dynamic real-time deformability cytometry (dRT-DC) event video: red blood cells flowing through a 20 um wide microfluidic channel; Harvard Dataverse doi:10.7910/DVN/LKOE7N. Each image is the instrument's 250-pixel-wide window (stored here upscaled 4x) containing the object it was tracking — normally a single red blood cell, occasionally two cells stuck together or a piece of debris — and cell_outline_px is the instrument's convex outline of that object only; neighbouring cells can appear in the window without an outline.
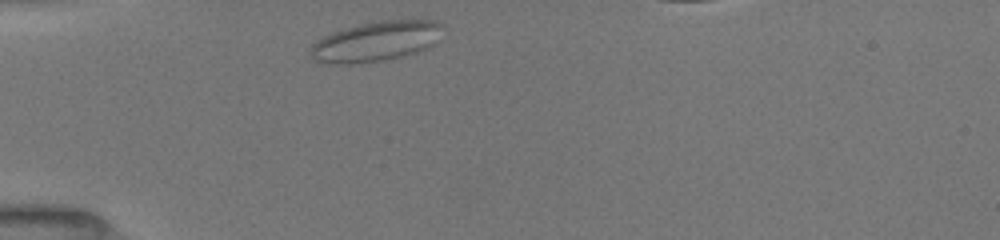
{"species": "common noctule bat (a hibernating species)", "species_latin": "Nyctalus noctula", "temperature_condition": "room temperature", "stored_images_in_passage": 35, "segment_of_instrument_passage": [1, 2], "camera_frame_rate_fps": 3000, "um_per_image_px": 0.085, "animal": {"sex": "female", "body_mass_g": 19.5, "forearm_length_mm": 54.1}, "frame": {"image": 1, "passage_image": 1, "time_ms": 0.0, "image_size_px": [1000, 240], "cell_outline_px": [[436, 24], [432, 44], [416, 52], [400, 56], [380, 60], [344, 64], [320, 60], [312, 52], [312, 44], [324, 36], [360, 24], [384, 20], [436, 20]], "centroid_in_image_um": [31.9, 3.5], "position_along_channel_um": 53.1, "area_um2": 28.67}}
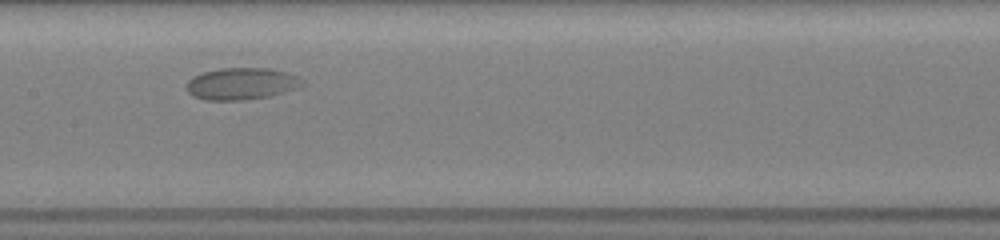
{"frame": {"image": 2, "passage_image": 13, "time_ms": 4.0, "image_size_px": [1000, 240], "cell_outline_px": [[304, 84], [268, 96], [244, 100], [204, 100], [192, 96], [188, 92], [188, 80], [204, 72], [220, 68], [268, 68], [288, 72], [304, 80]], "centroid_in_image_um": [20.5, 7.11], "position_along_channel_um": 186.9, "area_um2": 21.15}}
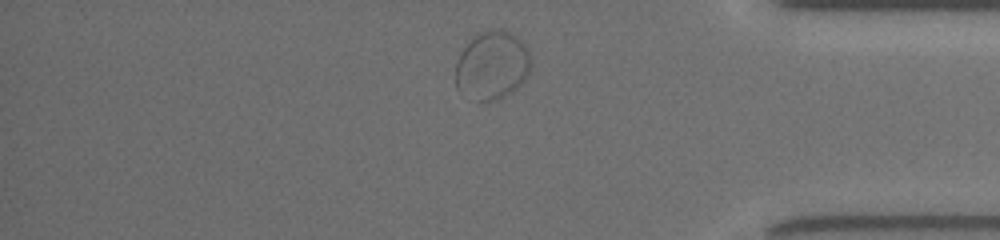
{"frame": {"image": 3, "passage_image": 31, "time_ms": 10.0, "image_size_px": [1000, 240], "cell_outline_px": [[528, 72], [524, 80], [504, 96], [496, 100], [480, 100], [456, 88], [456, 64], [464, 48], [476, 32], [492, 28], [500, 28], [516, 36], [524, 44], [528, 52]], "centroid_in_image_um": [41.8, 5.5], "position_along_channel_um": 393.4, "area_um2": 29.25}}